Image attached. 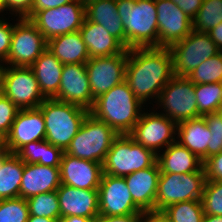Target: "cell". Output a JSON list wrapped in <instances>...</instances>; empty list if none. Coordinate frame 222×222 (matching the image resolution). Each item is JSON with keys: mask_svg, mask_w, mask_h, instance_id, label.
Segmentation results:
<instances>
[{"mask_svg": "<svg viewBox=\"0 0 222 222\" xmlns=\"http://www.w3.org/2000/svg\"><path fill=\"white\" fill-rule=\"evenodd\" d=\"M99 215L144 213L135 204L124 177L102 174L98 188Z\"/></svg>", "mask_w": 222, "mask_h": 222, "instance_id": "15", "label": "cell"}, {"mask_svg": "<svg viewBox=\"0 0 222 222\" xmlns=\"http://www.w3.org/2000/svg\"><path fill=\"white\" fill-rule=\"evenodd\" d=\"M79 32L90 58L117 55L126 49L103 26L89 21L86 17Z\"/></svg>", "mask_w": 222, "mask_h": 222, "instance_id": "23", "label": "cell"}, {"mask_svg": "<svg viewBox=\"0 0 222 222\" xmlns=\"http://www.w3.org/2000/svg\"><path fill=\"white\" fill-rule=\"evenodd\" d=\"M95 222H144V213L128 214L124 216L99 215Z\"/></svg>", "mask_w": 222, "mask_h": 222, "instance_id": "46", "label": "cell"}, {"mask_svg": "<svg viewBox=\"0 0 222 222\" xmlns=\"http://www.w3.org/2000/svg\"><path fill=\"white\" fill-rule=\"evenodd\" d=\"M54 99L91 110L95 99L91 94L85 64L63 65L58 94Z\"/></svg>", "mask_w": 222, "mask_h": 222, "instance_id": "17", "label": "cell"}, {"mask_svg": "<svg viewBox=\"0 0 222 222\" xmlns=\"http://www.w3.org/2000/svg\"><path fill=\"white\" fill-rule=\"evenodd\" d=\"M75 0H33L32 11L26 17L29 19L36 11H42L49 8H58L61 5L70 3Z\"/></svg>", "mask_w": 222, "mask_h": 222, "instance_id": "44", "label": "cell"}, {"mask_svg": "<svg viewBox=\"0 0 222 222\" xmlns=\"http://www.w3.org/2000/svg\"><path fill=\"white\" fill-rule=\"evenodd\" d=\"M102 174L101 163L63 153L60 163L61 184L78 189L98 190Z\"/></svg>", "mask_w": 222, "mask_h": 222, "instance_id": "19", "label": "cell"}, {"mask_svg": "<svg viewBox=\"0 0 222 222\" xmlns=\"http://www.w3.org/2000/svg\"><path fill=\"white\" fill-rule=\"evenodd\" d=\"M211 132L210 144L207 146V158L222 151V111L203 116Z\"/></svg>", "mask_w": 222, "mask_h": 222, "instance_id": "37", "label": "cell"}, {"mask_svg": "<svg viewBox=\"0 0 222 222\" xmlns=\"http://www.w3.org/2000/svg\"><path fill=\"white\" fill-rule=\"evenodd\" d=\"M26 200L29 215L61 220L57 191L41 193Z\"/></svg>", "mask_w": 222, "mask_h": 222, "instance_id": "33", "label": "cell"}, {"mask_svg": "<svg viewBox=\"0 0 222 222\" xmlns=\"http://www.w3.org/2000/svg\"><path fill=\"white\" fill-rule=\"evenodd\" d=\"M125 29V48L158 47L155 0H116Z\"/></svg>", "mask_w": 222, "mask_h": 222, "instance_id": "3", "label": "cell"}, {"mask_svg": "<svg viewBox=\"0 0 222 222\" xmlns=\"http://www.w3.org/2000/svg\"><path fill=\"white\" fill-rule=\"evenodd\" d=\"M45 98H54L58 94L63 64L46 49L30 66Z\"/></svg>", "mask_w": 222, "mask_h": 222, "instance_id": "28", "label": "cell"}, {"mask_svg": "<svg viewBox=\"0 0 222 222\" xmlns=\"http://www.w3.org/2000/svg\"><path fill=\"white\" fill-rule=\"evenodd\" d=\"M45 120V140L63 151L78 133L89 111L54 98H46L38 107Z\"/></svg>", "mask_w": 222, "mask_h": 222, "instance_id": "4", "label": "cell"}, {"mask_svg": "<svg viewBox=\"0 0 222 222\" xmlns=\"http://www.w3.org/2000/svg\"><path fill=\"white\" fill-rule=\"evenodd\" d=\"M129 49L112 56L93 57L88 60L86 71L94 99L108 92L125 80Z\"/></svg>", "mask_w": 222, "mask_h": 222, "instance_id": "14", "label": "cell"}, {"mask_svg": "<svg viewBox=\"0 0 222 222\" xmlns=\"http://www.w3.org/2000/svg\"><path fill=\"white\" fill-rule=\"evenodd\" d=\"M33 0H6V11L16 14L18 18H26L32 11Z\"/></svg>", "mask_w": 222, "mask_h": 222, "instance_id": "43", "label": "cell"}, {"mask_svg": "<svg viewBox=\"0 0 222 222\" xmlns=\"http://www.w3.org/2000/svg\"><path fill=\"white\" fill-rule=\"evenodd\" d=\"M164 114L176 124L201 117L198 113L195 84L186 76L174 75L163 87L157 100Z\"/></svg>", "mask_w": 222, "mask_h": 222, "instance_id": "8", "label": "cell"}, {"mask_svg": "<svg viewBox=\"0 0 222 222\" xmlns=\"http://www.w3.org/2000/svg\"><path fill=\"white\" fill-rule=\"evenodd\" d=\"M14 25L5 19H0V62H5L8 58ZM0 63V64H1Z\"/></svg>", "mask_w": 222, "mask_h": 222, "instance_id": "41", "label": "cell"}, {"mask_svg": "<svg viewBox=\"0 0 222 222\" xmlns=\"http://www.w3.org/2000/svg\"><path fill=\"white\" fill-rule=\"evenodd\" d=\"M4 97H5L4 90H3L2 86H0V102Z\"/></svg>", "mask_w": 222, "mask_h": 222, "instance_id": "54", "label": "cell"}, {"mask_svg": "<svg viewBox=\"0 0 222 222\" xmlns=\"http://www.w3.org/2000/svg\"><path fill=\"white\" fill-rule=\"evenodd\" d=\"M1 67H2V64H0V86H1V73H2Z\"/></svg>", "mask_w": 222, "mask_h": 222, "instance_id": "55", "label": "cell"}, {"mask_svg": "<svg viewBox=\"0 0 222 222\" xmlns=\"http://www.w3.org/2000/svg\"><path fill=\"white\" fill-rule=\"evenodd\" d=\"M27 222H60L58 219H50L47 217H39L35 215H29Z\"/></svg>", "mask_w": 222, "mask_h": 222, "instance_id": "50", "label": "cell"}, {"mask_svg": "<svg viewBox=\"0 0 222 222\" xmlns=\"http://www.w3.org/2000/svg\"><path fill=\"white\" fill-rule=\"evenodd\" d=\"M195 96L201 117L222 111V82L195 84Z\"/></svg>", "mask_w": 222, "mask_h": 222, "instance_id": "30", "label": "cell"}, {"mask_svg": "<svg viewBox=\"0 0 222 222\" xmlns=\"http://www.w3.org/2000/svg\"><path fill=\"white\" fill-rule=\"evenodd\" d=\"M222 22V0H203L196 17L193 30L208 33Z\"/></svg>", "mask_w": 222, "mask_h": 222, "instance_id": "32", "label": "cell"}, {"mask_svg": "<svg viewBox=\"0 0 222 222\" xmlns=\"http://www.w3.org/2000/svg\"><path fill=\"white\" fill-rule=\"evenodd\" d=\"M161 212L170 222H202L204 216L201 200L177 202Z\"/></svg>", "mask_w": 222, "mask_h": 222, "instance_id": "31", "label": "cell"}, {"mask_svg": "<svg viewBox=\"0 0 222 222\" xmlns=\"http://www.w3.org/2000/svg\"><path fill=\"white\" fill-rule=\"evenodd\" d=\"M204 214L222 215V181H206L201 197Z\"/></svg>", "mask_w": 222, "mask_h": 222, "instance_id": "36", "label": "cell"}, {"mask_svg": "<svg viewBox=\"0 0 222 222\" xmlns=\"http://www.w3.org/2000/svg\"><path fill=\"white\" fill-rule=\"evenodd\" d=\"M45 133V120L39 108L20 109L7 134L8 149L16 153L27 143L45 140Z\"/></svg>", "mask_w": 222, "mask_h": 222, "instance_id": "18", "label": "cell"}, {"mask_svg": "<svg viewBox=\"0 0 222 222\" xmlns=\"http://www.w3.org/2000/svg\"><path fill=\"white\" fill-rule=\"evenodd\" d=\"M205 182V172L160 173L155 212L177 202L201 200Z\"/></svg>", "mask_w": 222, "mask_h": 222, "instance_id": "7", "label": "cell"}, {"mask_svg": "<svg viewBox=\"0 0 222 222\" xmlns=\"http://www.w3.org/2000/svg\"><path fill=\"white\" fill-rule=\"evenodd\" d=\"M181 8L192 20L196 17L203 0H171Z\"/></svg>", "mask_w": 222, "mask_h": 222, "instance_id": "45", "label": "cell"}, {"mask_svg": "<svg viewBox=\"0 0 222 222\" xmlns=\"http://www.w3.org/2000/svg\"><path fill=\"white\" fill-rule=\"evenodd\" d=\"M177 124L161 112H142L129 134L143 147L159 154L163 148L176 141Z\"/></svg>", "mask_w": 222, "mask_h": 222, "instance_id": "13", "label": "cell"}, {"mask_svg": "<svg viewBox=\"0 0 222 222\" xmlns=\"http://www.w3.org/2000/svg\"><path fill=\"white\" fill-rule=\"evenodd\" d=\"M85 14V0H75L58 8L36 11L29 20L49 39L79 31Z\"/></svg>", "mask_w": 222, "mask_h": 222, "instance_id": "9", "label": "cell"}, {"mask_svg": "<svg viewBox=\"0 0 222 222\" xmlns=\"http://www.w3.org/2000/svg\"><path fill=\"white\" fill-rule=\"evenodd\" d=\"M160 177L158 162L153 166L124 177L134 204L144 213L155 212V200Z\"/></svg>", "mask_w": 222, "mask_h": 222, "instance_id": "21", "label": "cell"}, {"mask_svg": "<svg viewBox=\"0 0 222 222\" xmlns=\"http://www.w3.org/2000/svg\"><path fill=\"white\" fill-rule=\"evenodd\" d=\"M5 1L6 0H0V13H3V11H6ZM0 19H3V18L0 17Z\"/></svg>", "mask_w": 222, "mask_h": 222, "instance_id": "53", "label": "cell"}, {"mask_svg": "<svg viewBox=\"0 0 222 222\" xmlns=\"http://www.w3.org/2000/svg\"><path fill=\"white\" fill-rule=\"evenodd\" d=\"M61 184L60 167L45 166L38 163H24L20 184V197L56 191Z\"/></svg>", "mask_w": 222, "mask_h": 222, "instance_id": "22", "label": "cell"}, {"mask_svg": "<svg viewBox=\"0 0 222 222\" xmlns=\"http://www.w3.org/2000/svg\"><path fill=\"white\" fill-rule=\"evenodd\" d=\"M208 34L211 40L217 45L218 49L222 51V22L216 27H213Z\"/></svg>", "mask_w": 222, "mask_h": 222, "instance_id": "47", "label": "cell"}, {"mask_svg": "<svg viewBox=\"0 0 222 222\" xmlns=\"http://www.w3.org/2000/svg\"><path fill=\"white\" fill-rule=\"evenodd\" d=\"M118 134L104 121L88 113L76 136L64 151L71 156L103 164Z\"/></svg>", "mask_w": 222, "mask_h": 222, "instance_id": "5", "label": "cell"}, {"mask_svg": "<svg viewBox=\"0 0 222 222\" xmlns=\"http://www.w3.org/2000/svg\"><path fill=\"white\" fill-rule=\"evenodd\" d=\"M20 109L7 97L0 102V130L8 134Z\"/></svg>", "mask_w": 222, "mask_h": 222, "instance_id": "38", "label": "cell"}, {"mask_svg": "<svg viewBox=\"0 0 222 222\" xmlns=\"http://www.w3.org/2000/svg\"><path fill=\"white\" fill-rule=\"evenodd\" d=\"M168 48L172 55L173 73L176 76L189 75L203 61L220 52L208 33L194 30Z\"/></svg>", "mask_w": 222, "mask_h": 222, "instance_id": "10", "label": "cell"}, {"mask_svg": "<svg viewBox=\"0 0 222 222\" xmlns=\"http://www.w3.org/2000/svg\"><path fill=\"white\" fill-rule=\"evenodd\" d=\"M42 141H33L22 146L15 154L24 163H37L41 158Z\"/></svg>", "mask_w": 222, "mask_h": 222, "instance_id": "42", "label": "cell"}, {"mask_svg": "<svg viewBox=\"0 0 222 222\" xmlns=\"http://www.w3.org/2000/svg\"><path fill=\"white\" fill-rule=\"evenodd\" d=\"M158 47H169L193 30V20L171 0H155Z\"/></svg>", "mask_w": 222, "mask_h": 222, "instance_id": "16", "label": "cell"}, {"mask_svg": "<svg viewBox=\"0 0 222 222\" xmlns=\"http://www.w3.org/2000/svg\"><path fill=\"white\" fill-rule=\"evenodd\" d=\"M7 134L0 130V153L8 151Z\"/></svg>", "mask_w": 222, "mask_h": 222, "instance_id": "51", "label": "cell"}, {"mask_svg": "<svg viewBox=\"0 0 222 222\" xmlns=\"http://www.w3.org/2000/svg\"><path fill=\"white\" fill-rule=\"evenodd\" d=\"M157 154L137 143L129 134L118 135L107 152L103 174L125 177L133 172L153 166Z\"/></svg>", "mask_w": 222, "mask_h": 222, "instance_id": "6", "label": "cell"}, {"mask_svg": "<svg viewBox=\"0 0 222 222\" xmlns=\"http://www.w3.org/2000/svg\"><path fill=\"white\" fill-rule=\"evenodd\" d=\"M14 24L8 58L9 66L30 67L47 49V40L27 18H19Z\"/></svg>", "mask_w": 222, "mask_h": 222, "instance_id": "12", "label": "cell"}, {"mask_svg": "<svg viewBox=\"0 0 222 222\" xmlns=\"http://www.w3.org/2000/svg\"><path fill=\"white\" fill-rule=\"evenodd\" d=\"M202 222H222V215L204 214Z\"/></svg>", "mask_w": 222, "mask_h": 222, "instance_id": "52", "label": "cell"}, {"mask_svg": "<svg viewBox=\"0 0 222 222\" xmlns=\"http://www.w3.org/2000/svg\"><path fill=\"white\" fill-rule=\"evenodd\" d=\"M173 76L172 55L168 47L129 49L125 81L142 104L150 98L158 100L163 87Z\"/></svg>", "mask_w": 222, "mask_h": 222, "instance_id": "1", "label": "cell"}, {"mask_svg": "<svg viewBox=\"0 0 222 222\" xmlns=\"http://www.w3.org/2000/svg\"><path fill=\"white\" fill-rule=\"evenodd\" d=\"M160 173L185 174L205 172L203 162L185 146L175 141L157 155Z\"/></svg>", "mask_w": 222, "mask_h": 222, "instance_id": "24", "label": "cell"}, {"mask_svg": "<svg viewBox=\"0 0 222 222\" xmlns=\"http://www.w3.org/2000/svg\"><path fill=\"white\" fill-rule=\"evenodd\" d=\"M63 153L64 151L61 148L42 140L41 158L37 163L45 166L60 167Z\"/></svg>", "mask_w": 222, "mask_h": 222, "instance_id": "39", "label": "cell"}, {"mask_svg": "<svg viewBox=\"0 0 222 222\" xmlns=\"http://www.w3.org/2000/svg\"><path fill=\"white\" fill-rule=\"evenodd\" d=\"M2 65L1 86L5 97L19 109L38 108L46 99L30 67Z\"/></svg>", "mask_w": 222, "mask_h": 222, "instance_id": "11", "label": "cell"}, {"mask_svg": "<svg viewBox=\"0 0 222 222\" xmlns=\"http://www.w3.org/2000/svg\"><path fill=\"white\" fill-rule=\"evenodd\" d=\"M60 222H93L90 218L83 216H68L61 218Z\"/></svg>", "mask_w": 222, "mask_h": 222, "instance_id": "49", "label": "cell"}, {"mask_svg": "<svg viewBox=\"0 0 222 222\" xmlns=\"http://www.w3.org/2000/svg\"><path fill=\"white\" fill-rule=\"evenodd\" d=\"M117 10L116 0H85L86 18L103 26L125 47V29Z\"/></svg>", "mask_w": 222, "mask_h": 222, "instance_id": "25", "label": "cell"}, {"mask_svg": "<svg viewBox=\"0 0 222 222\" xmlns=\"http://www.w3.org/2000/svg\"><path fill=\"white\" fill-rule=\"evenodd\" d=\"M144 222H170L162 212L144 213Z\"/></svg>", "mask_w": 222, "mask_h": 222, "instance_id": "48", "label": "cell"}, {"mask_svg": "<svg viewBox=\"0 0 222 222\" xmlns=\"http://www.w3.org/2000/svg\"><path fill=\"white\" fill-rule=\"evenodd\" d=\"M142 105L124 80L97 97L89 113L104 121L118 135L130 134L143 112Z\"/></svg>", "mask_w": 222, "mask_h": 222, "instance_id": "2", "label": "cell"}, {"mask_svg": "<svg viewBox=\"0 0 222 222\" xmlns=\"http://www.w3.org/2000/svg\"><path fill=\"white\" fill-rule=\"evenodd\" d=\"M47 49L64 64H86L90 59L79 31L55 36L47 41Z\"/></svg>", "mask_w": 222, "mask_h": 222, "instance_id": "27", "label": "cell"}, {"mask_svg": "<svg viewBox=\"0 0 222 222\" xmlns=\"http://www.w3.org/2000/svg\"><path fill=\"white\" fill-rule=\"evenodd\" d=\"M206 181H222V151L203 162Z\"/></svg>", "mask_w": 222, "mask_h": 222, "instance_id": "40", "label": "cell"}, {"mask_svg": "<svg viewBox=\"0 0 222 222\" xmlns=\"http://www.w3.org/2000/svg\"><path fill=\"white\" fill-rule=\"evenodd\" d=\"M186 77L194 84L222 82V51L203 61Z\"/></svg>", "mask_w": 222, "mask_h": 222, "instance_id": "34", "label": "cell"}, {"mask_svg": "<svg viewBox=\"0 0 222 222\" xmlns=\"http://www.w3.org/2000/svg\"><path fill=\"white\" fill-rule=\"evenodd\" d=\"M29 207L22 197L0 200V222H27Z\"/></svg>", "mask_w": 222, "mask_h": 222, "instance_id": "35", "label": "cell"}, {"mask_svg": "<svg viewBox=\"0 0 222 222\" xmlns=\"http://www.w3.org/2000/svg\"><path fill=\"white\" fill-rule=\"evenodd\" d=\"M177 142L185 146L204 162L207 159V146L211 132L204 117L189 119L177 124Z\"/></svg>", "mask_w": 222, "mask_h": 222, "instance_id": "26", "label": "cell"}, {"mask_svg": "<svg viewBox=\"0 0 222 222\" xmlns=\"http://www.w3.org/2000/svg\"><path fill=\"white\" fill-rule=\"evenodd\" d=\"M24 162L11 151L0 153V200L20 197Z\"/></svg>", "mask_w": 222, "mask_h": 222, "instance_id": "29", "label": "cell"}, {"mask_svg": "<svg viewBox=\"0 0 222 222\" xmlns=\"http://www.w3.org/2000/svg\"><path fill=\"white\" fill-rule=\"evenodd\" d=\"M56 191L61 218L83 216L96 221L99 216L98 190L78 189L60 184Z\"/></svg>", "mask_w": 222, "mask_h": 222, "instance_id": "20", "label": "cell"}]
</instances>
